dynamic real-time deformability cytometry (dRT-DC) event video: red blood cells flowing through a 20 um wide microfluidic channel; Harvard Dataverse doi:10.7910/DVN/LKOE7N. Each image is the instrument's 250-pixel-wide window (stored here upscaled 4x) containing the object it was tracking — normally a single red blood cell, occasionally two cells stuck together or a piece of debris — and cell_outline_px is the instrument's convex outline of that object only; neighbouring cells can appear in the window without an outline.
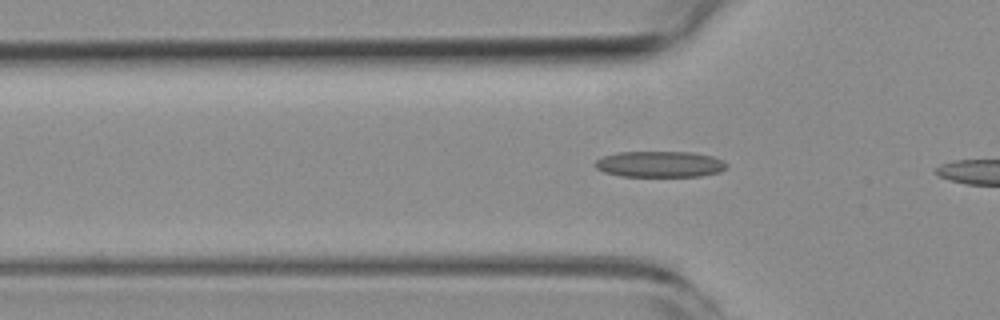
{"species": "common noctule bat (a hibernating species)", "species_latin": "Nyctalus noctula", "temperature_condition": "room temperature", "stored_images_in_passage": 7, "camera_frame_rate_fps": 3000, "um_per_image_px": 0.085, "animal": {"sex": "female", "body_mass_g": 19.3, "forearm_length_mm": 54.1}, "frame": {"image": 1, "passage_image": 5, "time_ms": 1.333, "image_size_px": [1000, 320], "cell_outline_px": [[728, 168], [720, 172], [700, 176], [620, 176], [604, 172], [596, 168], [592, 164], [596, 160], [604, 156], [616, 152], [692, 152], [712, 156], [728, 164]], "centroid_in_image_um": [56.07, 13.95], "position_along_channel_um": 69.7, "area_um2": 20.06}}